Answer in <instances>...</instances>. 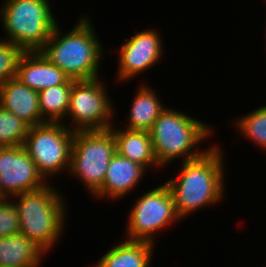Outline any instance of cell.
<instances>
[{"label":"cell","mask_w":266,"mask_h":267,"mask_svg":"<svg viewBox=\"0 0 266 267\" xmlns=\"http://www.w3.org/2000/svg\"><path fill=\"white\" fill-rule=\"evenodd\" d=\"M147 172L143 166L116 152L111 158L102 187L94 197L120 200L140 184Z\"/></svg>","instance_id":"cell-12"},{"label":"cell","mask_w":266,"mask_h":267,"mask_svg":"<svg viewBox=\"0 0 266 267\" xmlns=\"http://www.w3.org/2000/svg\"><path fill=\"white\" fill-rule=\"evenodd\" d=\"M211 127L185 112L167 107L155 120L150 131L158 164L165 168L178 158L183 157L184 162L201 156L208 148L200 149L198 145L212 136Z\"/></svg>","instance_id":"cell-4"},{"label":"cell","mask_w":266,"mask_h":267,"mask_svg":"<svg viewBox=\"0 0 266 267\" xmlns=\"http://www.w3.org/2000/svg\"><path fill=\"white\" fill-rule=\"evenodd\" d=\"M78 19L64 34L58 23L41 52L71 79H96L106 49L99 42L91 18L80 14Z\"/></svg>","instance_id":"cell-2"},{"label":"cell","mask_w":266,"mask_h":267,"mask_svg":"<svg viewBox=\"0 0 266 267\" xmlns=\"http://www.w3.org/2000/svg\"><path fill=\"white\" fill-rule=\"evenodd\" d=\"M24 146L0 147V197L12 198L47 185Z\"/></svg>","instance_id":"cell-10"},{"label":"cell","mask_w":266,"mask_h":267,"mask_svg":"<svg viewBox=\"0 0 266 267\" xmlns=\"http://www.w3.org/2000/svg\"><path fill=\"white\" fill-rule=\"evenodd\" d=\"M16 77L37 92L65 84L70 79L41 51L23 53L18 63Z\"/></svg>","instance_id":"cell-13"},{"label":"cell","mask_w":266,"mask_h":267,"mask_svg":"<svg viewBox=\"0 0 266 267\" xmlns=\"http://www.w3.org/2000/svg\"><path fill=\"white\" fill-rule=\"evenodd\" d=\"M160 32L156 29H146L134 33L126 42L120 46L118 51V72L119 82H126L135 76L152 69L155 64L161 62L164 55V44Z\"/></svg>","instance_id":"cell-11"},{"label":"cell","mask_w":266,"mask_h":267,"mask_svg":"<svg viewBox=\"0 0 266 267\" xmlns=\"http://www.w3.org/2000/svg\"><path fill=\"white\" fill-rule=\"evenodd\" d=\"M20 233L19 216L14 200L0 199V237Z\"/></svg>","instance_id":"cell-23"},{"label":"cell","mask_w":266,"mask_h":267,"mask_svg":"<svg viewBox=\"0 0 266 267\" xmlns=\"http://www.w3.org/2000/svg\"><path fill=\"white\" fill-rule=\"evenodd\" d=\"M74 81V79L70 78L65 84L38 92L39 110L46 122L62 123L66 118L70 92Z\"/></svg>","instance_id":"cell-19"},{"label":"cell","mask_w":266,"mask_h":267,"mask_svg":"<svg viewBox=\"0 0 266 267\" xmlns=\"http://www.w3.org/2000/svg\"><path fill=\"white\" fill-rule=\"evenodd\" d=\"M118 128L116 129L113 124L109 129L114 135L116 152L143 166L147 171L152 167L160 170L161 166L154 154L150 132Z\"/></svg>","instance_id":"cell-15"},{"label":"cell","mask_w":266,"mask_h":267,"mask_svg":"<svg viewBox=\"0 0 266 267\" xmlns=\"http://www.w3.org/2000/svg\"><path fill=\"white\" fill-rule=\"evenodd\" d=\"M74 133L60 122L30 127L23 146L47 182L49 177L68 172Z\"/></svg>","instance_id":"cell-9"},{"label":"cell","mask_w":266,"mask_h":267,"mask_svg":"<svg viewBox=\"0 0 266 267\" xmlns=\"http://www.w3.org/2000/svg\"><path fill=\"white\" fill-rule=\"evenodd\" d=\"M115 153L116 143L110 130L77 131L73 137L68 175L79 178L84 190L94 195L102 187Z\"/></svg>","instance_id":"cell-6"},{"label":"cell","mask_w":266,"mask_h":267,"mask_svg":"<svg viewBox=\"0 0 266 267\" xmlns=\"http://www.w3.org/2000/svg\"><path fill=\"white\" fill-rule=\"evenodd\" d=\"M237 120L235 128L244 139H249L266 153V105L245 113Z\"/></svg>","instance_id":"cell-20"},{"label":"cell","mask_w":266,"mask_h":267,"mask_svg":"<svg viewBox=\"0 0 266 267\" xmlns=\"http://www.w3.org/2000/svg\"><path fill=\"white\" fill-rule=\"evenodd\" d=\"M219 146L214 143L201 156L184 161L180 164L179 174L166 182L181 220L223 200L226 174L223 149Z\"/></svg>","instance_id":"cell-1"},{"label":"cell","mask_w":266,"mask_h":267,"mask_svg":"<svg viewBox=\"0 0 266 267\" xmlns=\"http://www.w3.org/2000/svg\"><path fill=\"white\" fill-rule=\"evenodd\" d=\"M24 51L14 43L0 38V86L15 78L18 63Z\"/></svg>","instance_id":"cell-22"},{"label":"cell","mask_w":266,"mask_h":267,"mask_svg":"<svg viewBox=\"0 0 266 267\" xmlns=\"http://www.w3.org/2000/svg\"><path fill=\"white\" fill-rule=\"evenodd\" d=\"M44 254L21 233L0 237V267H38Z\"/></svg>","instance_id":"cell-18"},{"label":"cell","mask_w":266,"mask_h":267,"mask_svg":"<svg viewBox=\"0 0 266 267\" xmlns=\"http://www.w3.org/2000/svg\"><path fill=\"white\" fill-rule=\"evenodd\" d=\"M48 0H4L0 20L6 39L24 52L41 51L58 24Z\"/></svg>","instance_id":"cell-5"},{"label":"cell","mask_w":266,"mask_h":267,"mask_svg":"<svg viewBox=\"0 0 266 267\" xmlns=\"http://www.w3.org/2000/svg\"><path fill=\"white\" fill-rule=\"evenodd\" d=\"M138 196L128 215L126 240L155 243L158 233L182 221L166 183ZM169 226V227H168ZM163 229V230H162Z\"/></svg>","instance_id":"cell-8"},{"label":"cell","mask_w":266,"mask_h":267,"mask_svg":"<svg viewBox=\"0 0 266 267\" xmlns=\"http://www.w3.org/2000/svg\"><path fill=\"white\" fill-rule=\"evenodd\" d=\"M50 183L12 197L18 211L20 233L44 254L57 245L67 220L66 198Z\"/></svg>","instance_id":"cell-3"},{"label":"cell","mask_w":266,"mask_h":267,"mask_svg":"<svg viewBox=\"0 0 266 267\" xmlns=\"http://www.w3.org/2000/svg\"><path fill=\"white\" fill-rule=\"evenodd\" d=\"M30 126L0 106V147L22 146Z\"/></svg>","instance_id":"cell-21"},{"label":"cell","mask_w":266,"mask_h":267,"mask_svg":"<svg viewBox=\"0 0 266 267\" xmlns=\"http://www.w3.org/2000/svg\"><path fill=\"white\" fill-rule=\"evenodd\" d=\"M100 78L73 82L66 114V118L72 120L71 126L65 120L62 122L72 131L109 130L115 124L112 121L115 106L108 96L106 84Z\"/></svg>","instance_id":"cell-7"},{"label":"cell","mask_w":266,"mask_h":267,"mask_svg":"<svg viewBox=\"0 0 266 267\" xmlns=\"http://www.w3.org/2000/svg\"><path fill=\"white\" fill-rule=\"evenodd\" d=\"M140 84L131 100L128 123L123 128L150 132L155 120L167 108L159 101L158 93L151 89L148 84Z\"/></svg>","instance_id":"cell-17"},{"label":"cell","mask_w":266,"mask_h":267,"mask_svg":"<svg viewBox=\"0 0 266 267\" xmlns=\"http://www.w3.org/2000/svg\"><path fill=\"white\" fill-rule=\"evenodd\" d=\"M123 241L113 245L93 267H151L155 244Z\"/></svg>","instance_id":"cell-16"},{"label":"cell","mask_w":266,"mask_h":267,"mask_svg":"<svg viewBox=\"0 0 266 267\" xmlns=\"http://www.w3.org/2000/svg\"><path fill=\"white\" fill-rule=\"evenodd\" d=\"M0 106L30 127L46 122L39 110L38 92L30 89L17 77L0 86Z\"/></svg>","instance_id":"cell-14"}]
</instances>
